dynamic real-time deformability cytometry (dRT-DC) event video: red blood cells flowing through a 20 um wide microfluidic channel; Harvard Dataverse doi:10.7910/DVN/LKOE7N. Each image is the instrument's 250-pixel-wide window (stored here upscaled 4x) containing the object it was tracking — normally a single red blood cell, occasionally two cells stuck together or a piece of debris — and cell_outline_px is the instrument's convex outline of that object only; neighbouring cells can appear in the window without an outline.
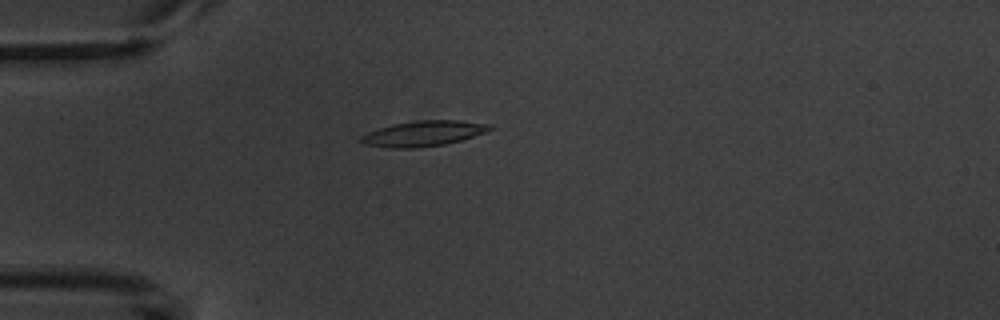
{"species": "common noctule bat (a hibernating species)", "species_latin": "Nyctalus noctula", "temperature_condition": "warm", "stored_images_in_passage": 3, "camera_frame_rate_fps": 3000, "um_per_image_px": 0.085, "animal": {"sex": "male", "body_mass_g": 20.1, "forearm_length_mm": 53.5}, "frame": {"image": 1, "passage_image": 2, "time_ms": 1.333, "image_size_px": [1000, 320], "cell_outline_px": [[496, 128], [460, 140], [444, 144], [416, 148], [392, 148], [364, 144], [360, 140], [360, 136], [368, 132], [392, 124], [416, 120], [456, 120], [492, 124]], "centroid_in_image_um": [36.0, 11.34], "position_along_channel_um": 49.0, "area_um2": 18.96}}